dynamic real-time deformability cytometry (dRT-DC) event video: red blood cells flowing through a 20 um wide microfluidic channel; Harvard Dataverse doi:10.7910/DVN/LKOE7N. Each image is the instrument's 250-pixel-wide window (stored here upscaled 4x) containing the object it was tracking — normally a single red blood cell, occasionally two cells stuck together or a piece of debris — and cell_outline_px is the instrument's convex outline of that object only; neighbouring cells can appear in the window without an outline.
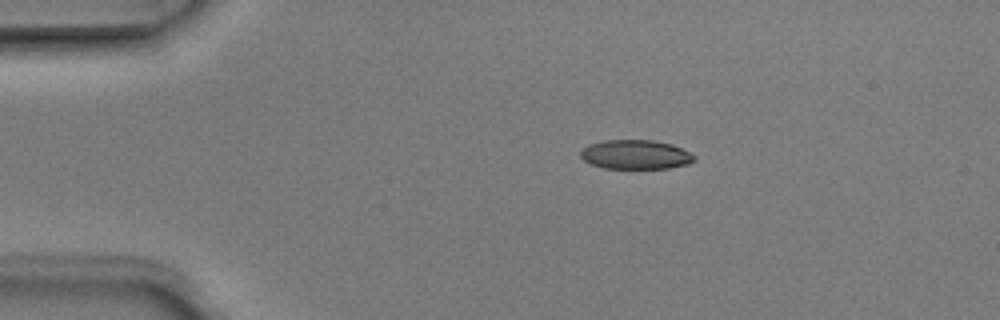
{"species": "Egyptian fruit bat (a non-hibernating species)", "species_latin": "Rousettus aegyptiacus", "temperature_condition": "room temperature", "stored_images_in_passage": 5, "camera_frame_rate_fps": 3000, "um_per_image_px": 0.085, "animal": {"sex": "male"}, "frame": {"image": 1, "passage_image": 2, "time_ms": 0.333, "image_size_px": [1000, 320], "cell_outline_px": [[696, 160], [688, 164], [668, 168], [604, 168], [592, 164], [584, 160], [580, 156], [580, 152], [588, 144], [604, 140], [652, 140], [672, 144], [696, 156]], "centroid_in_image_um": [54.02, 13.13], "position_along_channel_um": 31.0, "area_um2": 19.31}}
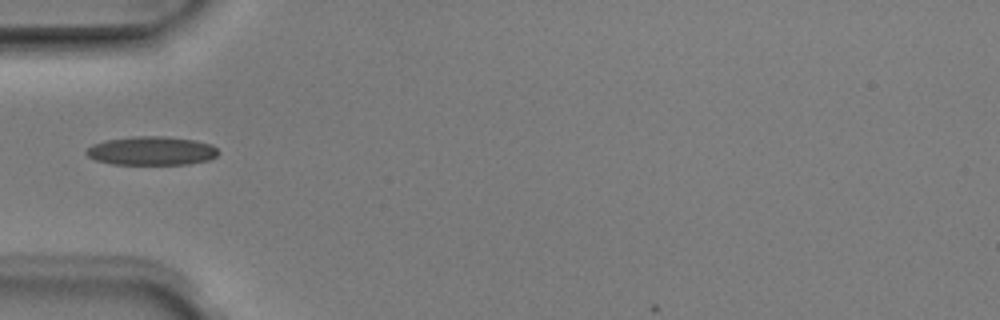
{"frame": {"image": 2, "passage_image": 4, "time_ms": 1.0, "image_size_px": [1000, 320], "cell_outline_px": [[216, 156], [208, 160], [188, 164], [112, 164], [96, 160], [88, 156], [84, 152], [92, 144], [104, 140], [132, 136], [164, 136], [196, 140], [212, 144], [216, 148]], "centroid_in_image_um": [12.85, 12.81], "position_along_channel_um": 72.1, "area_um2": 22.14}}